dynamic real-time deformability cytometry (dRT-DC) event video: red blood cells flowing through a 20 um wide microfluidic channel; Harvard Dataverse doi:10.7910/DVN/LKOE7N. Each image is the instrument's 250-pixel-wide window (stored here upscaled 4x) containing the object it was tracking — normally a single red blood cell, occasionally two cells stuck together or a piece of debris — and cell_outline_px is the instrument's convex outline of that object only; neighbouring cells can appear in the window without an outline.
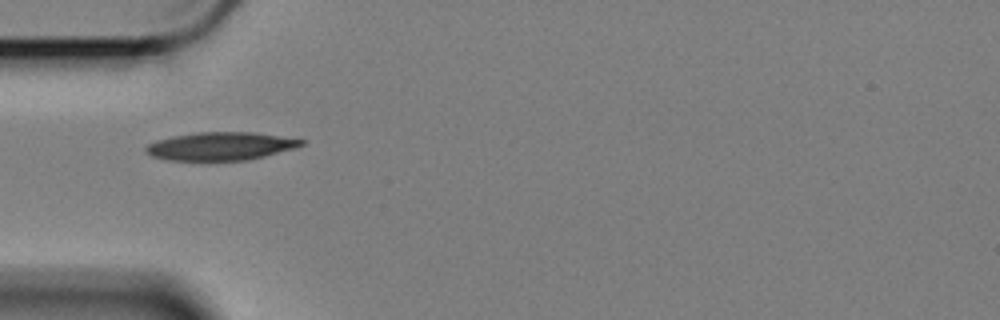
{"species": "Egyptian fruit bat (a non-hibernating species)", "species_latin": "Rousettus aegyptiacus", "temperature_condition": "cold", "stored_images_in_passage": 18, "camera_frame_rate_fps": 3000, "um_per_image_px": 0.085, "animal": {"sex": "female"}, "frame": {"image": 1, "passage_image": 1, "time_ms": 0.0, "image_size_px": [1000, 320], "cell_outline_px": [[304, 144], [292, 148], [264, 156], [248, 160], [168, 160], [152, 156], [144, 152], [144, 148], [148, 144], [156, 140], [172, 136], [196, 132], [252, 132], [304, 140]], "centroid_in_image_um": [18.67, 12.42], "position_along_channel_um": 66.3, "area_um2": 25.2}}
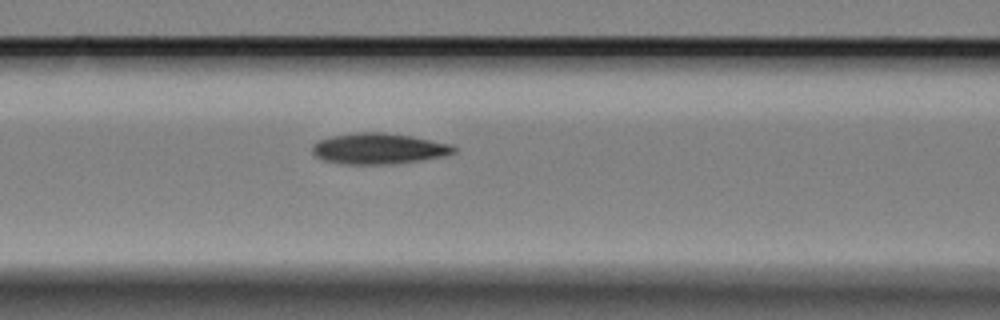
{"frame": {"image": 2, "passage_image": 7, "time_ms": 2.0, "image_size_px": [1000, 320], "cell_outline_px": [[456, 152], [444, 156], [420, 160], [392, 164], [344, 164], [324, 160], [316, 156], [312, 152], [312, 144], [320, 140], [332, 136], [356, 132], [384, 132], [412, 136], [452, 144], [456, 148]], "centroid_in_image_um": [32.2, 12.63], "position_along_channel_um": 134.4, "area_um2": 25.49}}
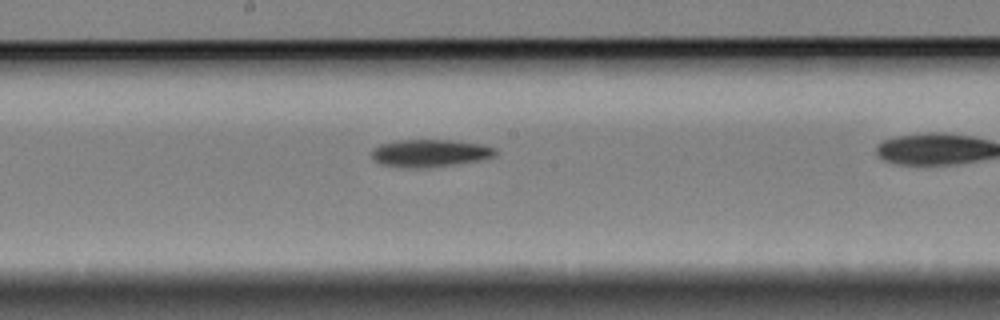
{"frame": {"image": 3, "passage_image": 10, "time_ms": 3.0, "image_size_px": [1000, 320], "cell_outline_px": [[496, 156], [480, 160], [428, 168], [412, 168], [380, 164], [372, 160], [372, 148], [380, 144], [396, 140], [452, 140], [480, 144], [496, 148]], "centroid_in_image_um": [36.52, 13.01], "position_along_channel_um": 211.7, "area_um2": 19.94}}